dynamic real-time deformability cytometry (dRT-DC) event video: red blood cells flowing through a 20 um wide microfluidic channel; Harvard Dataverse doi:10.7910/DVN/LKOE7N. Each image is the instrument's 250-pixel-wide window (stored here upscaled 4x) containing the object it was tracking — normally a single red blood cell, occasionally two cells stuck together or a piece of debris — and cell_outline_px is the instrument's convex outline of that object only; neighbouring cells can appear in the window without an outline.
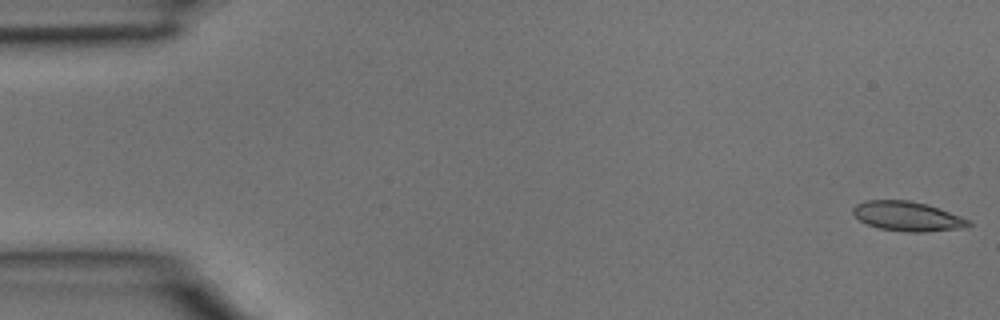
{"species": "common noctule bat (a hibernating species)", "species_latin": "Nyctalus noctula", "temperature_condition": "room temperature", "stored_images_in_passage": 3, "camera_frame_rate_fps": 3000, "um_per_image_px": 0.085, "animal": {"sex": "male", "body_mass_g": 15.6}, "frame": {"image": 1, "passage_image": 1, "time_ms": 0.0, "image_size_px": [1000, 320], "cell_outline_px": [[972, 224], [964, 228], [924, 232], [908, 232], [880, 228], [868, 224], [860, 220], [852, 212], [852, 208], [856, 204], [864, 200], [908, 200], [928, 204], [972, 220]], "centroid_in_image_um": [77.17, 18.38], "position_along_channel_um": 7.8, "area_um2": 20.0}}